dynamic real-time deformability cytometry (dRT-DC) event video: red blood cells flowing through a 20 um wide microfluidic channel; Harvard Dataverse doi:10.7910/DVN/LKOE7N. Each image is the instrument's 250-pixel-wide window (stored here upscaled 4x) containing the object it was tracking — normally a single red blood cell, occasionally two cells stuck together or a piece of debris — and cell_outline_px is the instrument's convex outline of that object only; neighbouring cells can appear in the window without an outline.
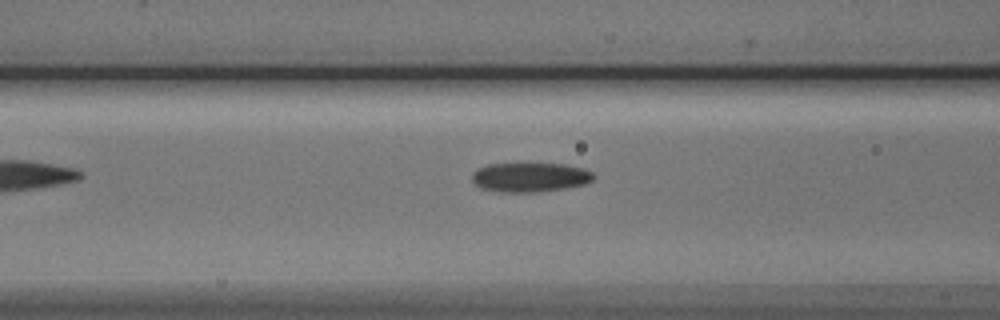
{"species": "Egyptian fruit bat (a non-hibernating species)", "species_latin": "Rousettus aegyptiacus", "temperature_condition": "cold", "stored_images_in_passage": 3, "camera_frame_rate_fps": 3000, "um_per_image_px": 0.085, "animal": {"sex": "male"}, "frame": {"image": 1, "passage_image": 3, "time_ms": 2.333, "image_size_px": [1000, 320], "cell_outline_px": [[596, 176], [592, 180], [584, 184], [564, 188], [540, 192], [500, 192], [480, 188], [472, 180], [472, 172], [488, 164], [564, 164], [580, 168], [592, 172]], "centroid_in_image_um": [45.04, 15.07], "position_along_channel_um": 121.6, "area_um2": 20.63}}